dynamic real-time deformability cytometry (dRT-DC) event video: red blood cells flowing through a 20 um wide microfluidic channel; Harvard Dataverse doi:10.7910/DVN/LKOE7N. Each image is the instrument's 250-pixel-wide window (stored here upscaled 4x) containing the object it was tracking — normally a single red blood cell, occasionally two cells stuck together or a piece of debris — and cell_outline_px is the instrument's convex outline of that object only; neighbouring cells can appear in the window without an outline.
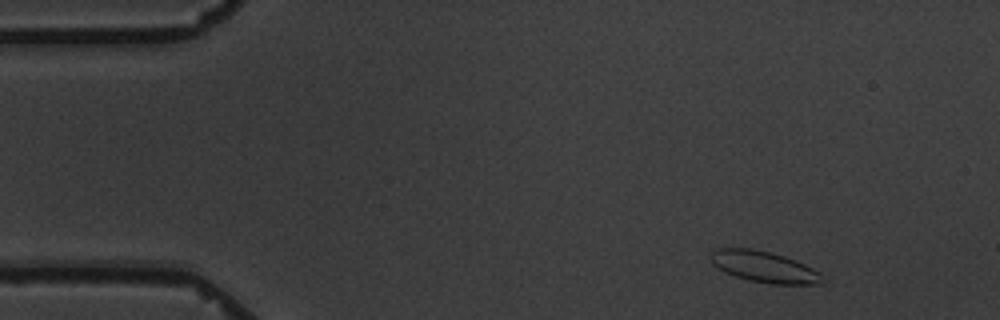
{"species": "common noctule bat (a hibernating species)", "species_latin": "Nyctalus noctula", "temperature_condition": "warm", "stored_images_in_passage": 3, "camera_frame_rate_fps": 3000, "um_per_image_px": 0.085, "animal": {"sex": "male", "body_mass_g": 19.5, "forearm_length_mm": 54.6}, "frame": {"image": 1, "passage_image": 1, "time_ms": 0.0, "image_size_px": [1000, 320], "cell_outline_px": [[824, 276], [820, 284], [772, 284], [748, 280], [724, 272], [712, 264], [708, 256], [716, 248], [752, 248], [784, 256], [804, 264], [820, 272]], "centroid_in_image_um": [64.91, 22.68], "position_along_channel_um": 20.1, "area_um2": 20.29}}